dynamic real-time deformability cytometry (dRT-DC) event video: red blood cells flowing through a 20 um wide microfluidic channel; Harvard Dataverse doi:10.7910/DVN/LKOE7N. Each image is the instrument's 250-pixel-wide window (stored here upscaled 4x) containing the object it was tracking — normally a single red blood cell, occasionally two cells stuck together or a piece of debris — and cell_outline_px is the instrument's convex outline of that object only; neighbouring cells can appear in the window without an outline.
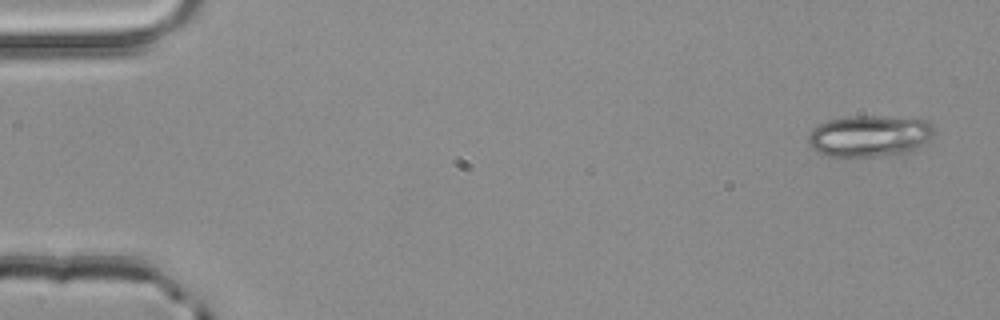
{"species": "common noctule bat (a hibernating species)", "species_latin": "Nyctalus noctula", "temperature_condition": "room temperature", "stored_images_in_passage": 51, "camera_frame_rate_fps": 3000, "um_per_image_px": 0.085, "animal": {"sex": "male", "body_mass_g": 20.4}, "frame": {"image": 1, "passage_image": 1, "time_ms": 0.0, "image_size_px": [1000, 320], "cell_outline_px": [[936, 132], [928, 140], [916, 148], [900, 156], [828, 156], [816, 152], [808, 144], [808, 136], [812, 128], [816, 124], [828, 120], [848, 116], [880, 116], [928, 120], [936, 128]], "centroid_in_image_um": [73.91, 11.56], "position_along_channel_um": 11.1, "area_um2": 30.98}}
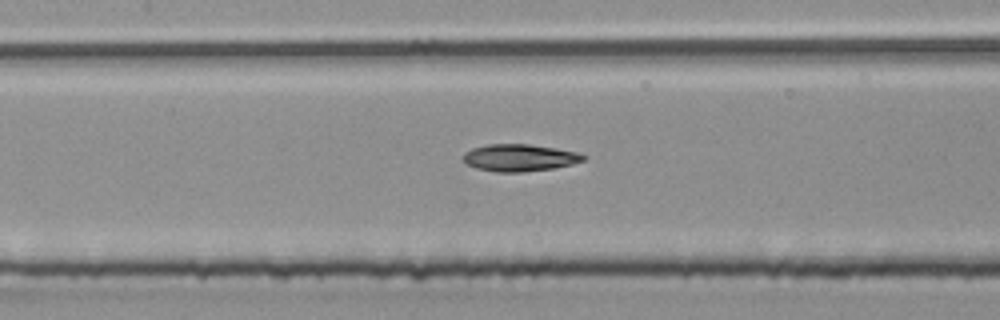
{"frame": {"image": 2, "passage_image": 23, "time_ms": 7.333, "image_size_px": [1000, 320], "cell_outline_px": [[588, 156], [584, 160], [572, 164], [552, 168], [524, 172], [496, 172], [476, 168], [464, 164], [460, 156], [464, 152], [472, 148], [488, 144], [528, 144], [556, 148], [580, 152]], "centroid_in_image_um": [44.12, 13.4], "position_along_channel_um": 163.3, "area_um2": 19.31}}
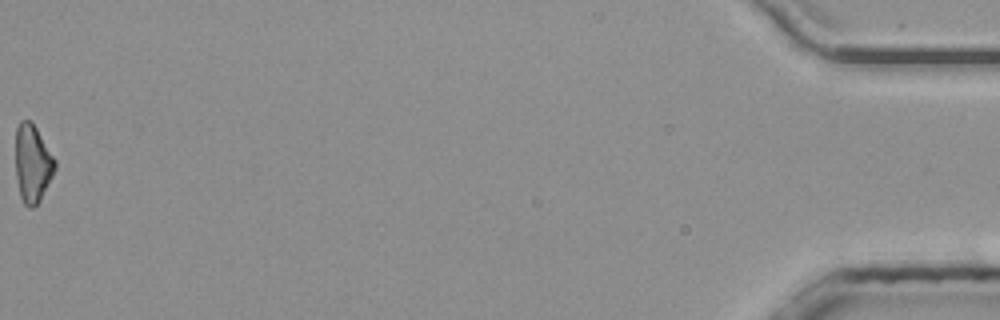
{"frame": {"image": 3, "passage_image": 51, "time_ms": 16.667, "image_size_px": [1000, 320], "cell_outline_px": [[56, 168], [40, 200], [32, 208], [28, 208], [24, 204], [20, 196], [16, 176], [16, 128], [20, 120], [32, 120], [56, 160]], "centroid_in_image_um": [2.76, 13.87], "position_along_channel_um": 432.4, "area_um2": 17.92}, "authors_computed_cell_mechanics": {"area_um2": 18.7272, "velocity_mm_per_s": 4.0321, "shape_relaxation_time_tau1_ms": 4.4043, "shape_relaxation_time_tau2_ms": 8.0966, "deformation_change_tau1": 0.1481, "deformation_change_tau2": 0.1277}}